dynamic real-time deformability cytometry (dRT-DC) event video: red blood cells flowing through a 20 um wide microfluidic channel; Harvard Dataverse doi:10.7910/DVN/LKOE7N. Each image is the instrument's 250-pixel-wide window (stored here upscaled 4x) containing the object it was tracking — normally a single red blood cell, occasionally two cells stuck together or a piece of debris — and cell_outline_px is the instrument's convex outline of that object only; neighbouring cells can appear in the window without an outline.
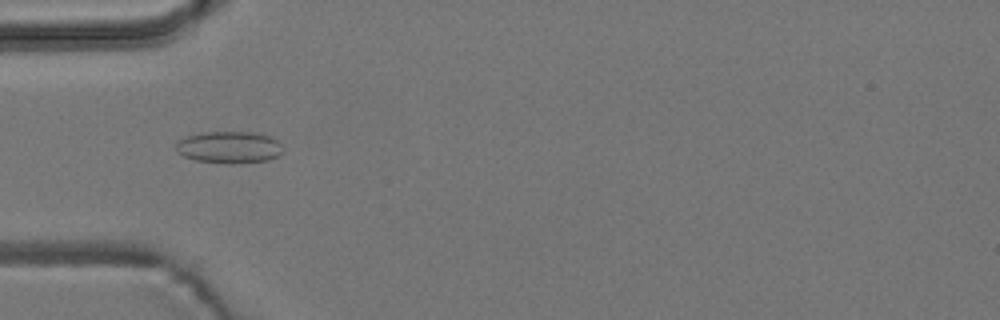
{"species": "common noctule bat (a hibernating species)", "species_latin": "Nyctalus noctula", "temperature_condition": "room temperature", "stored_images_in_passage": 7, "camera_frame_rate_fps": 3000, "um_per_image_px": 0.085, "animal": {"sex": "male", "body_mass_g": 19.2, "forearm_length_mm": 51.8}, "frame": {"image": 1, "passage_image": 4, "time_ms": 3.333, "image_size_px": [1000, 320], "cell_outline_px": [[284, 152], [280, 156], [268, 160], [232, 164], [196, 160], [184, 156], [176, 152], [176, 140], [200, 132], [256, 132], [272, 136], [284, 148]], "centroid_in_image_um": [19.51, 12.51], "position_along_channel_um": 65.5, "area_um2": 20.23}}
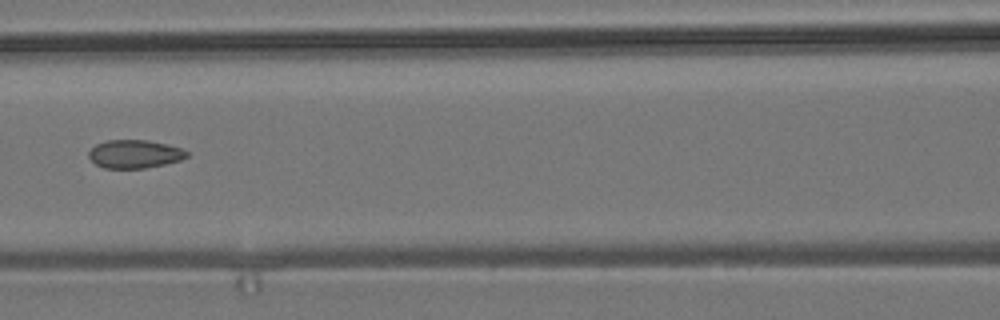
{"frame": {"image": 2, "passage_image": 6, "time_ms": 5.667, "image_size_px": [1000, 320], "cell_outline_px": [[188, 156], [180, 160], [164, 164], [144, 168], [104, 168], [96, 164], [88, 156], [88, 152], [96, 144], [108, 140], [148, 140], [168, 144], [180, 148], [188, 152]], "centroid_in_image_um": [11.44, 13.08], "position_along_channel_um": 155.2, "area_um2": 16.07}}
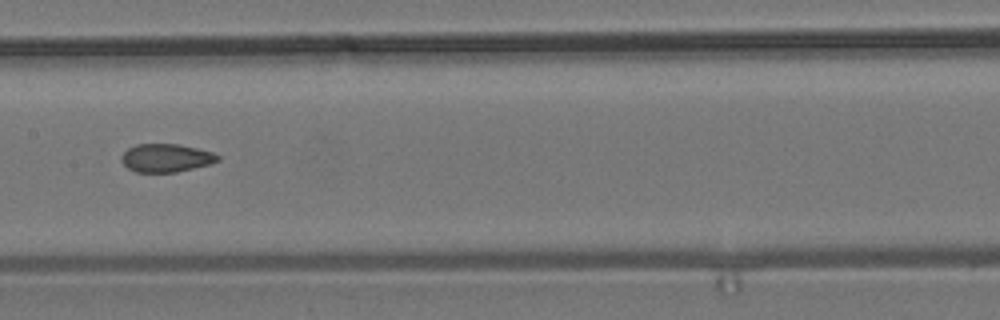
{"frame": {"image": 3, "passage_image": 7, "time_ms": 6.667, "image_size_px": [1000, 320], "cell_outline_px": [[220, 160], [208, 164], [176, 172], [136, 172], [128, 168], [120, 160], [120, 156], [128, 148], [136, 144], [180, 144], [212, 152], [220, 156]], "centroid_in_image_um": [14.09, 13.42], "position_along_channel_um": 193.3, "area_um2": 15.78}}